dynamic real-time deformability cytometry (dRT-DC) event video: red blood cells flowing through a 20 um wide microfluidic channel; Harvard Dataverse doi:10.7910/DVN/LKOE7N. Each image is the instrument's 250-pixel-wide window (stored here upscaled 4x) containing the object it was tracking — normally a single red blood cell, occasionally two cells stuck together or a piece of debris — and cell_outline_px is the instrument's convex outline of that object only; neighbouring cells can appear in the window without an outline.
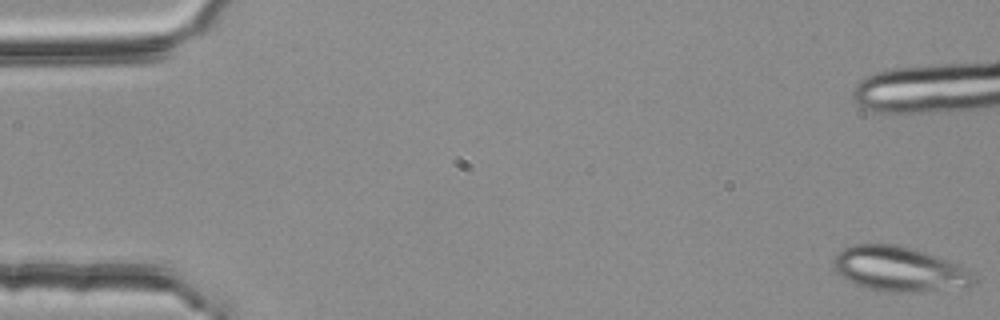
{"species": "common noctule bat (a hibernating species)", "species_latin": "Nyctalus noctula", "temperature_condition": "room temperature", "stored_images_in_passage": 16, "camera_frame_rate_fps": 3000, "um_per_image_px": 0.085, "animal": {"sex": "female", "body_mass_g": 25.1}, "frame": {"image": 1, "passage_image": 1, "time_ms": 0.0, "image_size_px": [1000, 320], "cell_outline_px": [[976, 280], [972, 284], [964, 288], [912, 292], [876, 292], [856, 284], [848, 280], [836, 272], [832, 264], [832, 260], [836, 252], [852, 244], [900, 244], [936, 256], [968, 268], [976, 276]], "centroid_in_image_um": [76.43, 22.87], "position_along_channel_um": 8.6, "area_um2": 37.17}}